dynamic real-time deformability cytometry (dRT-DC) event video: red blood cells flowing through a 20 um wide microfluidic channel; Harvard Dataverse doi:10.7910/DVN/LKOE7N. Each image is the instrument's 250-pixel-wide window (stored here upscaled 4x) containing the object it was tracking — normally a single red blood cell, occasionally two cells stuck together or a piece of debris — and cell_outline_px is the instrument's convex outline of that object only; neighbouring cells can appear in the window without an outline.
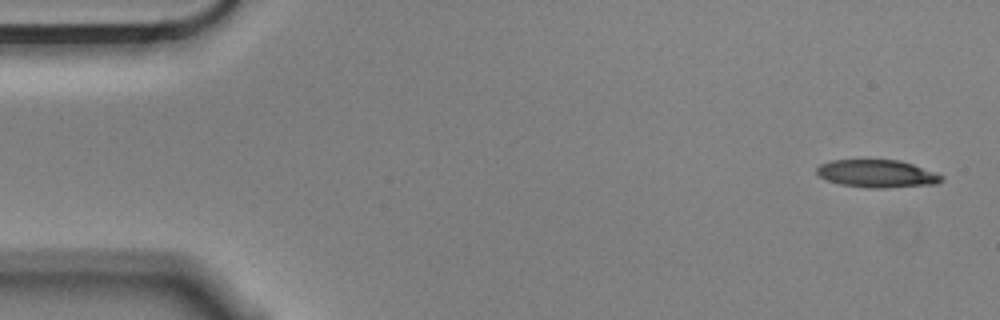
{"species": "Egyptian fruit bat (a non-hibernating species)", "species_latin": "Rousettus aegyptiacus", "temperature_condition": "cold", "stored_images_in_passage": 6, "camera_frame_rate_fps": 3000, "um_per_image_px": 0.085, "animal": {"sex": "male"}, "frame": {"image": 1, "passage_image": 1, "time_ms": 0.0, "image_size_px": [1000, 320], "cell_outline_px": [[944, 180], [936, 184], [884, 188], [868, 188], [840, 184], [828, 180], [820, 176], [816, 172], [816, 168], [820, 164], [832, 160], [900, 160], [936, 172], [944, 176]], "centroid_in_image_um": [74.58, 14.76], "position_along_channel_um": 10.4, "area_um2": 20.17}}
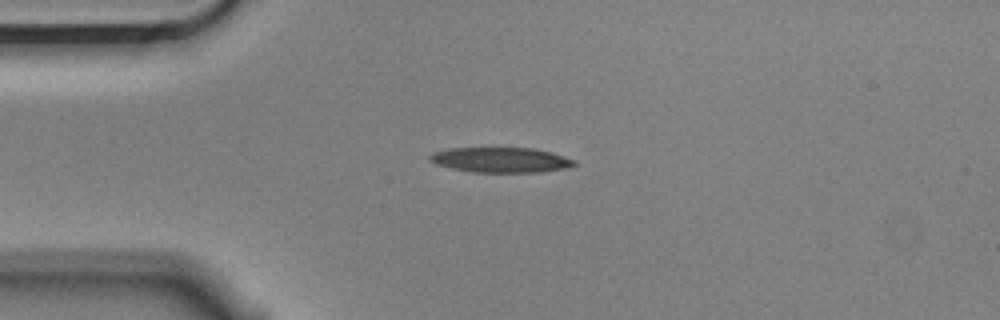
{"frame": {"image": 2, "passage_image": 4, "time_ms": 1.0, "image_size_px": [1000, 320], "cell_outline_px": [[576, 164], [568, 168], [540, 172], [472, 172], [452, 168], [436, 164], [428, 160], [428, 156], [432, 152], [448, 148], [532, 148], [552, 152], [576, 160]], "centroid_in_image_um": [42.56, 13.59], "position_along_channel_um": 42.4, "area_um2": 21.27}}
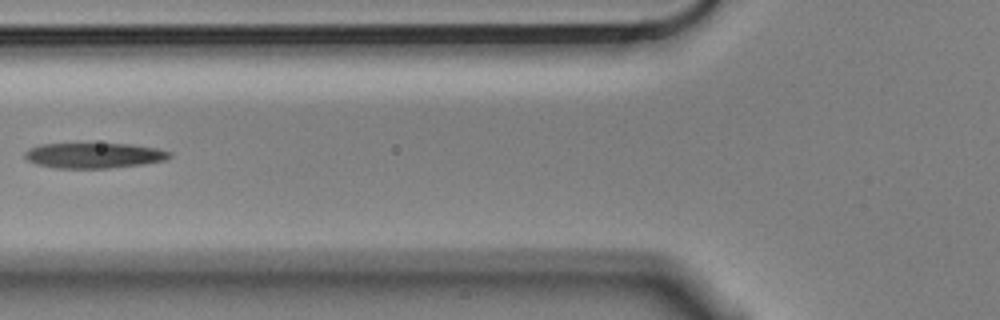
{"frame": {"image": 3, "passage_image": 6, "time_ms": 1.667, "image_size_px": [1000, 320], "cell_outline_px": [[172, 156], [164, 160], [144, 164], [112, 168], [56, 168], [36, 164], [28, 160], [24, 156], [24, 152], [28, 148], [40, 144], [128, 144], [156, 148], [172, 152]], "centroid_in_image_um": [7.98, 13.22], "position_along_channel_um": 117.8, "area_um2": 21.39}}